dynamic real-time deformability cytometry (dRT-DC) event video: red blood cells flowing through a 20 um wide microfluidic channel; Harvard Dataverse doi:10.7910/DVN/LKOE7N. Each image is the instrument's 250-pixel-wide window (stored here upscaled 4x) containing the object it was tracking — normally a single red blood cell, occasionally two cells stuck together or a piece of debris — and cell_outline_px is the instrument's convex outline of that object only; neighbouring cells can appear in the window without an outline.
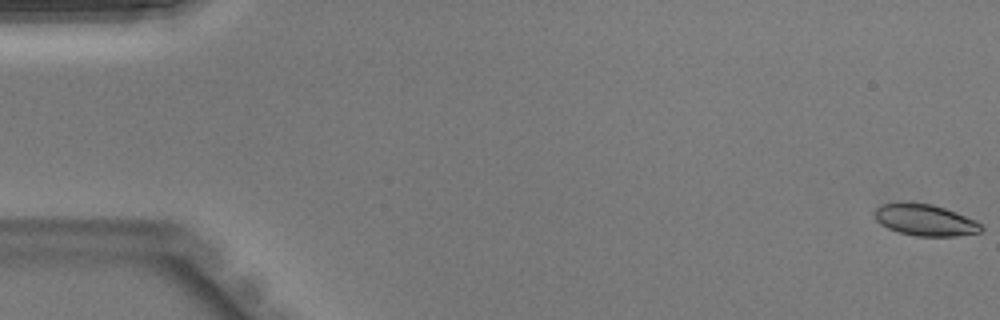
{"species": "Egyptian fruit bat (a non-hibernating species)", "species_latin": "Rousettus aegyptiacus", "temperature_condition": "warm", "stored_images_in_passage": 14, "camera_frame_rate_fps": 3000, "um_per_image_px": 0.085, "animal": {"sex": "male"}, "frame": {"image": 1, "passage_image": 1, "time_ms": 0.0, "image_size_px": [1000, 320], "cell_outline_px": [[980, 228], [972, 232], [944, 236], [924, 236], [904, 232], [892, 228], [884, 224], [880, 220], [888, 204], [924, 204], [940, 208], [952, 212], [980, 224]], "centroid_in_image_um": [78.75, 18.74], "position_along_channel_um": 6.2, "area_um2": 16.53}}
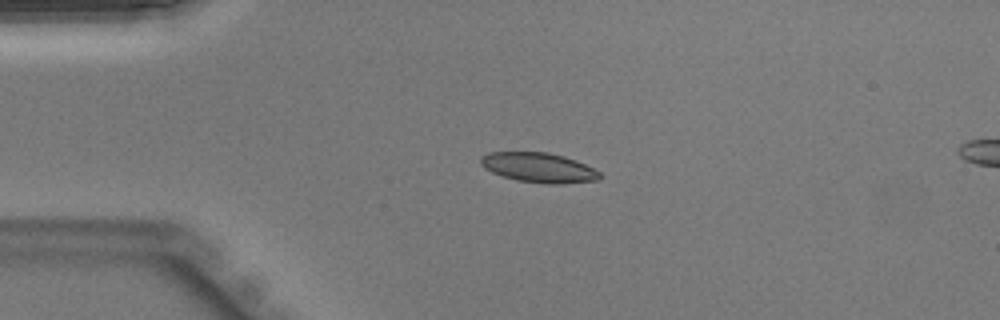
{"frame": {"image": 2, "passage_image": 11, "time_ms": 3.333, "image_size_px": [1000, 320], "cell_outline_px": [[600, 176], [588, 180], [524, 180], [508, 176], [496, 172], [488, 168], [484, 164], [484, 160], [488, 156], [496, 152], [540, 152], [560, 156], [572, 160], [592, 168]], "centroid_in_image_um": [45.76, 14.17], "position_along_channel_um": 39.2, "area_um2": 17.57}}